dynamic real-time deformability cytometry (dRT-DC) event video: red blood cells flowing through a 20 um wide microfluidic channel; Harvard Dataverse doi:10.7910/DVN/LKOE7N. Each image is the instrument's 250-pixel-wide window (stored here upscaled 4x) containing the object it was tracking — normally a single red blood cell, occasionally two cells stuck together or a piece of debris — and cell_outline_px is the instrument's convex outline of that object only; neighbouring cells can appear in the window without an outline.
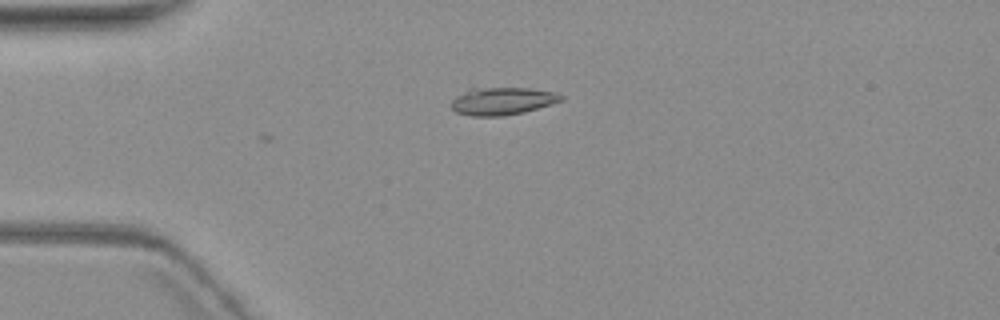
{"species": "common noctule bat (a hibernating species)", "species_latin": "Nyctalus noctula", "temperature_condition": "warm", "stored_images_in_passage": 2, "camera_frame_rate_fps": 3000, "um_per_image_px": 0.085, "animal": {"sex": "female", "body_mass_g": 19.3, "forearm_length_mm": 54.1}, "frame": {"image": 1, "passage_image": 1, "time_ms": 0.0, "image_size_px": [1000, 320], "cell_outline_px": [[564, 100], [552, 104], [524, 112], [504, 116], [472, 116], [456, 112], [452, 108], [452, 100], [456, 96], [468, 88], [528, 88], [556, 92], [564, 96]], "centroid_in_image_um": [42.71, 8.59], "position_along_channel_um": 42.3, "area_um2": 17.74}}